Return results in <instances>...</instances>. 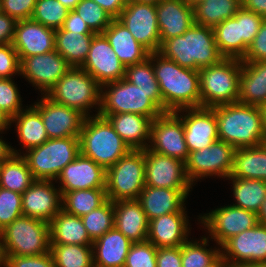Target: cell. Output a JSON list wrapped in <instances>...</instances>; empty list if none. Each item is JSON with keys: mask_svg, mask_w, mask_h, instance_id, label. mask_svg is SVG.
<instances>
[{"mask_svg": "<svg viewBox=\"0 0 266 267\" xmlns=\"http://www.w3.org/2000/svg\"><path fill=\"white\" fill-rule=\"evenodd\" d=\"M55 180H35L22 193L23 216L50 223L62 210V193Z\"/></svg>", "mask_w": 266, "mask_h": 267, "instance_id": "cell-20", "label": "cell"}, {"mask_svg": "<svg viewBox=\"0 0 266 267\" xmlns=\"http://www.w3.org/2000/svg\"><path fill=\"white\" fill-rule=\"evenodd\" d=\"M20 90L13 78H0V109L13 118L25 108Z\"/></svg>", "mask_w": 266, "mask_h": 267, "instance_id": "cell-47", "label": "cell"}, {"mask_svg": "<svg viewBox=\"0 0 266 267\" xmlns=\"http://www.w3.org/2000/svg\"><path fill=\"white\" fill-rule=\"evenodd\" d=\"M158 53L183 68L197 71L224 58L216 45L213 28L196 23L183 35L163 41Z\"/></svg>", "mask_w": 266, "mask_h": 267, "instance_id": "cell-2", "label": "cell"}, {"mask_svg": "<svg viewBox=\"0 0 266 267\" xmlns=\"http://www.w3.org/2000/svg\"><path fill=\"white\" fill-rule=\"evenodd\" d=\"M0 267H6V254L1 234H0Z\"/></svg>", "mask_w": 266, "mask_h": 267, "instance_id": "cell-64", "label": "cell"}, {"mask_svg": "<svg viewBox=\"0 0 266 267\" xmlns=\"http://www.w3.org/2000/svg\"><path fill=\"white\" fill-rule=\"evenodd\" d=\"M37 0H0L1 12L16 21L31 19Z\"/></svg>", "mask_w": 266, "mask_h": 267, "instance_id": "cell-52", "label": "cell"}, {"mask_svg": "<svg viewBox=\"0 0 266 267\" xmlns=\"http://www.w3.org/2000/svg\"><path fill=\"white\" fill-rule=\"evenodd\" d=\"M187 212H174L149 221L147 240L156 248L179 247L191 233Z\"/></svg>", "mask_w": 266, "mask_h": 267, "instance_id": "cell-24", "label": "cell"}, {"mask_svg": "<svg viewBox=\"0 0 266 267\" xmlns=\"http://www.w3.org/2000/svg\"><path fill=\"white\" fill-rule=\"evenodd\" d=\"M145 186L168 189H191L185 162L145 149Z\"/></svg>", "mask_w": 266, "mask_h": 267, "instance_id": "cell-18", "label": "cell"}, {"mask_svg": "<svg viewBox=\"0 0 266 267\" xmlns=\"http://www.w3.org/2000/svg\"><path fill=\"white\" fill-rule=\"evenodd\" d=\"M241 6L244 9L261 15L264 19H266V0H243Z\"/></svg>", "mask_w": 266, "mask_h": 267, "instance_id": "cell-59", "label": "cell"}, {"mask_svg": "<svg viewBox=\"0 0 266 267\" xmlns=\"http://www.w3.org/2000/svg\"><path fill=\"white\" fill-rule=\"evenodd\" d=\"M209 239L204 234L200 240L188 239L181 245L182 267H207L221 255V247H209Z\"/></svg>", "mask_w": 266, "mask_h": 267, "instance_id": "cell-41", "label": "cell"}, {"mask_svg": "<svg viewBox=\"0 0 266 267\" xmlns=\"http://www.w3.org/2000/svg\"><path fill=\"white\" fill-rule=\"evenodd\" d=\"M135 40L150 53L158 52L161 39L156 6L144 3H128L117 18Z\"/></svg>", "mask_w": 266, "mask_h": 267, "instance_id": "cell-15", "label": "cell"}, {"mask_svg": "<svg viewBox=\"0 0 266 267\" xmlns=\"http://www.w3.org/2000/svg\"><path fill=\"white\" fill-rule=\"evenodd\" d=\"M11 129V118L0 109V131Z\"/></svg>", "mask_w": 266, "mask_h": 267, "instance_id": "cell-61", "label": "cell"}, {"mask_svg": "<svg viewBox=\"0 0 266 267\" xmlns=\"http://www.w3.org/2000/svg\"><path fill=\"white\" fill-rule=\"evenodd\" d=\"M51 244L92 245L81 217L66 213L63 209L49 223Z\"/></svg>", "mask_w": 266, "mask_h": 267, "instance_id": "cell-32", "label": "cell"}, {"mask_svg": "<svg viewBox=\"0 0 266 267\" xmlns=\"http://www.w3.org/2000/svg\"><path fill=\"white\" fill-rule=\"evenodd\" d=\"M242 60L223 58L219 63L199 70L201 107L238 102Z\"/></svg>", "mask_w": 266, "mask_h": 267, "instance_id": "cell-7", "label": "cell"}, {"mask_svg": "<svg viewBox=\"0 0 266 267\" xmlns=\"http://www.w3.org/2000/svg\"><path fill=\"white\" fill-rule=\"evenodd\" d=\"M61 28L66 31H72L80 34H96L74 10H69L67 18Z\"/></svg>", "mask_w": 266, "mask_h": 267, "instance_id": "cell-56", "label": "cell"}, {"mask_svg": "<svg viewBox=\"0 0 266 267\" xmlns=\"http://www.w3.org/2000/svg\"><path fill=\"white\" fill-rule=\"evenodd\" d=\"M6 255L34 256L50 252L49 223L21 216L0 231Z\"/></svg>", "mask_w": 266, "mask_h": 267, "instance_id": "cell-10", "label": "cell"}, {"mask_svg": "<svg viewBox=\"0 0 266 267\" xmlns=\"http://www.w3.org/2000/svg\"><path fill=\"white\" fill-rule=\"evenodd\" d=\"M12 44L20 61L25 57L52 52L55 50V29L32 19L17 21Z\"/></svg>", "mask_w": 266, "mask_h": 267, "instance_id": "cell-23", "label": "cell"}, {"mask_svg": "<svg viewBox=\"0 0 266 267\" xmlns=\"http://www.w3.org/2000/svg\"><path fill=\"white\" fill-rule=\"evenodd\" d=\"M207 267H230L229 262L220 255L214 262H212Z\"/></svg>", "mask_w": 266, "mask_h": 267, "instance_id": "cell-62", "label": "cell"}, {"mask_svg": "<svg viewBox=\"0 0 266 267\" xmlns=\"http://www.w3.org/2000/svg\"><path fill=\"white\" fill-rule=\"evenodd\" d=\"M189 5L195 6L198 2H201L203 0H185Z\"/></svg>", "mask_w": 266, "mask_h": 267, "instance_id": "cell-69", "label": "cell"}, {"mask_svg": "<svg viewBox=\"0 0 266 267\" xmlns=\"http://www.w3.org/2000/svg\"><path fill=\"white\" fill-rule=\"evenodd\" d=\"M21 151L19 155L26 160L36 180H56L64 167L80 154L79 137L52 138Z\"/></svg>", "mask_w": 266, "mask_h": 267, "instance_id": "cell-8", "label": "cell"}, {"mask_svg": "<svg viewBox=\"0 0 266 267\" xmlns=\"http://www.w3.org/2000/svg\"><path fill=\"white\" fill-rule=\"evenodd\" d=\"M264 18L252 11L240 7V30L242 37V59L244 58L249 45L253 42L254 37L259 31V28Z\"/></svg>", "mask_w": 266, "mask_h": 267, "instance_id": "cell-50", "label": "cell"}, {"mask_svg": "<svg viewBox=\"0 0 266 267\" xmlns=\"http://www.w3.org/2000/svg\"><path fill=\"white\" fill-rule=\"evenodd\" d=\"M124 79L145 92H161L152 66L151 53L144 61L125 67Z\"/></svg>", "mask_w": 266, "mask_h": 267, "instance_id": "cell-45", "label": "cell"}, {"mask_svg": "<svg viewBox=\"0 0 266 267\" xmlns=\"http://www.w3.org/2000/svg\"><path fill=\"white\" fill-rule=\"evenodd\" d=\"M218 123V137L233 147H254L266 142L260 107L240 102L212 108Z\"/></svg>", "mask_w": 266, "mask_h": 267, "instance_id": "cell-3", "label": "cell"}, {"mask_svg": "<svg viewBox=\"0 0 266 267\" xmlns=\"http://www.w3.org/2000/svg\"><path fill=\"white\" fill-rule=\"evenodd\" d=\"M235 151V147L218 139L209 147L189 152L185 170L191 184L195 186L198 180L213 176L228 179L233 169Z\"/></svg>", "mask_w": 266, "mask_h": 267, "instance_id": "cell-11", "label": "cell"}, {"mask_svg": "<svg viewBox=\"0 0 266 267\" xmlns=\"http://www.w3.org/2000/svg\"><path fill=\"white\" fill-rule=\"evenodd\" d=\"M238 102L257 107L266 102V61L242 62Z\"/></svg>", "mask_w": 266, "mask_h": 267, "instance_id": "cell-31", "label": "cell"}, {"mask_svg": "<svg viewBox=\"0 0 266 267\" xmlns=\"http://www.w3.org/2000/svg\"><path fill=\"white\" fill-rule=\"evenodd\" d=\"M16 23L11 16L0 12V45L13 43Z\"/></svg>", "mask_w": 266, "mask_h": 267, "instance_id": "cell-57", "label": "cell"}, {"mask_svg": "<svg viewBox=\"0 0 266 267\" xmlns=\"http://www.w3.org/2000/svg\"><path fill=\"white\" fill-rule=\"evenodd\" d=\"M229 177L266 181V142L254 147L237 148Z\"/></svg>", "mask_w": 266, "mask_h": 267, "instance_id": "cell-34", "label": "cell"}, {"mask_svg": "<svg viewBox=\"0 0 266 267\" xmlns=\"http://www.w3.org/2000/svg\"><path fill=\"white\" fill-rule=\"evenodd\" d=\"M92 241L114 228V207L111 200L81 217Z\"/></svg>", "mask_w": 266, "mask_h": 267, "instance_id": "cell-43", "label": "cell"}, {"mask_svg": "<svg viewBox=\"0 0 266 267\" xmlns=\"http://www.w3.org/2000/svg\"><path fill=\"white\" fill-rule=\"evenodd\" d=\"M230 267H266V265H262V264H238V265H231Z\"/></svg>", "mask_w": 266, "mask_h": 267, "instance_id": "cell-68", "label": "cell"}, {"mask_svg": "<svg viewBox=\"0 0 266 267\" xmlns=\"http://www.w3.org/2000/svg\"><path fill=\"white\" fill-rule=\"evenodd\" d=\"M216 45L224 58L242 60V37L240 30V8L233 18L213 28Z\"/></svg>", "mask_w": 266, "mask_h": 267, "instance_id": "cell-38", "label": "cell"}, {"mask_svg": "<svg viewBox=\"0 0 266 267\" xmlns=\"http://www.w3.org/2000/svg\"><path fill=\"white\" fill-rule=\"evenodd\" d=\"M102 34L125 67L142 62L150 55V52L139 44L131 32L117 19H113Z\"/></svg>", "mask_w": 266, "mask_h": 267, "instance_id": "cell-30", "label": "cell"}, {"mask_svg": "<svg viewBox=\"0 0 266 267\" xmlns=\"http://www.w3.org/2000/svg\"><path fill=\"white\" fill-rule=\"evenodd\" d=\"M136 113L152 120L164 113L161 92H145L122 78L101 86L99 114Z\"/></svg>", "mask_w": 266, "mask_h": 267, "instance_id": "cell-4", "label": "cell"}, {"mask_svg": "<svg viewBox=\"0 0 266 267\" xmlns=\"http://www.w3.org/2000/svg\"><path fill=\"white\" fill-rule=\"evenodd\" d=\"M46 95L86 117L98 115L101 108V85L82 68L71 67Z\"/></svg>", "mask_w": 266, "mask_h": 267, "instance_id": "cell-6", "label": "cell"}, {"mask_svg": "<svg viewBox=\"0 0 266 267\" xmlns=\"http://www.w3.org/2000/svg\"><path fill=\"white\" fill-rule=\"evenodd\" d=\"M161 43L183 35L194 24V9L185 0H162L156 5Z\"/></svg>", "mask_w": 266, "mask_h": 267, "instance_id": "cell-26", "label": "cell"}, {"mask_svg": "<svg viewBox=\"0 0 266 267\" xmlns=\"http://www.w3.org/2000/svg\"><path fill=\"white\" fill-rule=\"evenodd\" d=\"M36 179L21 155L0 164V187L22 194Z\"/></svg>", "mask_w": 266, "mask_h": 267, "instance_id": "cell-40", "label": "cell"}, {"mask_svg": "<svg viewBox=\"0 0 266 267\" xmlns=\"http://www.w3.org/2000/svg\"><path fill=\"white\" fill-rule=\"evenodd\" d=\"M157 248L148 240L132 243L124 267H156Z\"/></svg>", "mask_w": 266, "mask_h": 267, "instance_id": "cell-49", "label": "cell"}, {"mask_svg": "<svg viewBox=\"0 0 266 267\" xmlns=\"http://www.w3.org/2000/svg\"><path fill=\"white\" fill-rule=\"evenodd\" d=\"M145 187V150H130L106 170L107 199L136 200Z\"/></svg>", "mask_w": 266, "mask_h": 267, "instance_id": "cell-9", "label": "cell"}, {"mask_svg": "<svg viewBox=\"0 0 266 267\" xmlns=\"http://www.w3.org/2000/svg\"><path fill=\"white\" fill-rule=\"evenodd\" d=\"M79 16L87 23L94 33H103L113 18L92 0H81L75 7Z\"/></svg>", "mask_w": 266, "mask_h": 267, "instance_id": "cell-46", "label": "cell"}, {"mask_svg": "<svg viewBox=\"0 0 266 267\" xmlns=\"http://www.w3.org/2000/svg\"><path fill=\"white\" fill-rule=\"evenodd\" d=\"M102 7L113 19H117L127 5L126 0H92Z\"/></svg>", "mask_w": 266, "mask_h": 267, "instance_id": "cell-58", "label": "cell"}, {"mask_svg": "<svg viewBox=\"0 0 266 267\" xmlns=\"http://www.w3.org/2000/svg\"><path fill=\"white\" fill-rule=\"evenodd\" d=\"M221 255L229 265H266V225L258 223L228 239L221 246Z\"/></svg>", "mask_w": 266, "mask_h": 267, "instance_id": "cell-17", "label": "cell"}, {"mask_svg": "<svg viewBox=\"0 0 266 267\" xmlns=\"http://www.w3.org/2000/svg\"><path fill=\"white\" fill-rule=\"evenodd\" d=\"M32 105L41 115L49 139L79 137L86 118L79 110L56 103L46 94Z\"/></svg>", "mask_w": 266, "mask_h": 267, "instance_id": "cell-14", "label": "cell"}, {"mask_svg": "<svg viewBox=\"0 0 266 267\" xmlns=\"http://www.w3.org/2000/svg\"><path fill=\"white\" fill-rule=\"evenodd\" d=\"M190 189H168L145 186L138 197L148 220L174 212H187Z\"/></svg>", "mask_w": 266, "mask_h": 267, "instance_id": "cell-25", "label": "cell"}, {"mask_svg": "<svg viewBox=\"0 0 266 267\" xmlns=\"http://www.w3.org/2000/svg\"><path fill=\"white\" fill-rule=\"evenodd\" d=\"M26 107L11 118V126L14 123L16 125L14 127L19 145L25 151L40 146L49 139L40 113L32 105Z\"/></svg>", "mask_w": 266, "mask_h": 267, "instance_id": "cell-33", "label": "cell"}, {"mask_svg": "<svg viewBox=\"0 0 266 267\" xmlns=\"http://www.w3.org/2000/svg\"><path fill=\"white\" fill-rule=\"evenodd\" d=\"M80 68L90 74L101 86L118 81L125 76V66L102 33L93 36L88 55Z\"/></svg>", "mask_w": 266, "mask_h": 267, "instance_id": "cell-21", "label": "cell"}, {"mask_svg": "<svg viewBox=\"0 0 266 267\" xmlns=\"http://www.w3.org/2000/svg\"><path fill=\"white\" fill-rule=\"evenodd\" d=\"M20 75V60L13 44L0 45V78Z\"/></svg>", "mask_w": 266, "mask_h": 267, "instance_id": "cell-51", "label": "cell"}, {"mask_svg": "<svg viewBox=\"0 0 266 267\" xmlns=\"http://www.w3.org/2000/svg\"><path fill=\"white\" fill-rule=\"evenodd\" d=\"M114 227L132 243L147 240L149 220L136 200L114 201Z\"/></svg>", "mask_w": 266, "mask_h": 267, "instance_id": "cell-28", "label": "cell"}, {"mask_svg": "<svg viewBox=\"0 0 266 267\" xmlns=\"http://www.w3.org/2000/svg\"><path fill=\"white\" fill-rule=\"evenodd\" d=\"M68 12L58 0H37L31 19L56 30L62 27Z\"/></svg>", "mask_w": 266, "mask_h": 267, "instance_id": "cell-44", "label": "cell"}, {"mask_svg": "<svg viewBox=\"0 0 266 267\" xmlns=\"http://www.w3.org/2000/svg\"><path fill=\"white\" fill-rule=\"evenodd\" d=\"M6 267H55L51 252L34 255H6Z\"/></svg>", "mask_w": 266, "mask_h": 267, "instance_id": "cell-53", "label": "cell"}, {"mask_svg": "<svg viewBox=\"0 0 266 267\" xmlns=\"http://www.w3.org/2000/svg\"><path fill=\"white\" fill-rule=\"evenodd\" d=\"M148 148L156 153L186 162L188 148L182 120L174 112H166L151 123Z\"/></svg>", "mask_w": 266, "mask_h": 267, "instance_id": "cell-13", "label": "cell"}, {"mask_svg": "<svg viewBox=\"0 0 266 267\" xmlns=\"http://www.w3.org/2000/svg\"><path fill=\"white\" fill-rule=\"evenodd\" d=\"M55 267H94L92 245L51 244Z\"/></svg>", "mask_w": 266, "mask_h": 267, "instance_id": "cell-42", "label": "cell"}, {"mask_svg": "<svg viewBox=\"0 0 266 267\" xmlns=\"http://www.w3.org/2000/svg\"><path fill=\"white\" fill-rule=\"evenodd\" d=\"M232 185L233 206L243 208L258 214L266 198V181L258 179H241L229 177Z\"/></svg>", "mask_w": 266, "mask_h": 267, "instance_id": "cell-36", "label": "cell"}, {"mask_svg": "<svg viewBox=\"0 0 266 267\" xmlns=\"http://www.w3.org/2000/svg\"><path fill=\"white\" fill-rule=\"evenodd\" d=\"M240 7L238 0H203L193 6L194 23L214 28L233 18Z\"/></svg>", "mask_w": 266, "mask_h": 267, "instance_id": "cell-37", "label": "cell"}, {"mask_svg": "<svg viewBox=\"0 0 266 267\" xmlns=\"http://www.w3.org/2000/svg\"><path fill=\"white\" fill-rule=\"evenodd\" d=\"M132 242L115 227L93 241L94 267H124Z\"/></svg>", "mask_w": 266, "mask_h": 267, "instance_id": "cell-29", "label": "cell"}, {"mask_svg": "<svg viewBox=\"0 0 266 267\" xmlns=\"http://www.w3.org/2000/svg\"><path fill=\"white\" fill-rule=\"evenodd\" d=\"M94 35L56 29L55 50L71 67L80 68L88 55Z\"/></svg>", "mask_w": 266, "mask_h": 267, "instance_id": "cell-35", "label": "cell"}, {"mask_svg": "<svg viewBox=\"0 0 266 267\" xmlns=\"http://www.w3.org/2000/svg\"><path fill=\"white\" fill-rule=\"evenodd\" d=\"M70 68L68 62L54 50L23 58L20 61V76L35 90L46 94Z\"/></svg>", "mask_w": 266, "mask_h": 267, "instance_id": "cell-16", "label": "cell"}, {"mask_svg": "<svg viewBox=\"0 0 266 267\" xmlns=\"http://www.w3.org/2000/svg\"><path fill=\"white\" fill-rule=\"evenodd\" d=\"M6 131H0V164L9 160L14 154L19 155V150H16L11 144L9 145L8 142L3 140V135Z\"/></svg>", "mask_w": 266, "mask_h": 267, "instance_id": "cell-60", "label": "cell"}, {"mask_svg": "<svg viewBox=\"0 0 266 267\" xmlns=\"http://www.w3.org/2000/svg\"><path fill=\"white\" fill-rule=\"evenodd\" d=\"M106 117L114 130L132 150H145L150 143L152 119L136 113L99 114Z\"/></svg>", "mask_w": 266, "mask_h": 267, "instance_id": "cell-27", "label": "cell"}, {"mask_svg": "<svg viewBox=\"0 0 266 267\" xmlns=\"http://www.w3.org/2000/svg\"><path fill=\"white\" fill-rule=\"evenodd\" d=\"M260 108L262 111L263 129L266 137V102Z\"/></svg>", "mask_w": 266, "mask_h": 267, "instance_id": "cell-67", "label": "cell"}, {"mask_svg": "<svg viewBox=\"0 0 266 267\" xmlns=\"http://www.w3.org/2000/svg\"><path fill=\"white\" fill-rule=\"evenodd\" d=\"M155 77L164 104V113L201 107L199 71L183 68L158 52L151 53Z\"/></svg>", "mask_w": 266, "mask_h": 267, "instance_id": "cell-1", "label": "cell"}, {"mask_svg": "<svg viewBox=\"0 0 266 267\" xmlns=\"http://www.w3.org/2000/svg\"><path fill=\"white\" fill-rule=\"evenodd\" d=\"M22 194L0 187V231L23 216Z\"/></svg>", "mask_w": 266, "mask_h": 267, "instance_id": "cell-48", "label": "cell"}, {"mask_svg": "<svg viewBox=\"0 0 266 267\" xmlns=\"http://www.w3.org/2000/svg\"><path fill=\"white\" fill-rule=\"evenodd\" d=\"M62 196L68 191L106 188V170L79 154L67 164L55 180ZM60 185V186H59Z\"/></svg>", "mask_w": 266, "mask_h": 267, "instance_id": "cell-22", "label": "cell"}, {"mask_svg": "<svg viewBox=\"0 0 266 267\" xmlns=\"http://www.w3.org/2000/svg\"><path fill=\"white\" fill-rule=\"evenodd\" d=\"M156 267H182L181 246L157 248Z\"/></svg>", "mask_w": 266, "mask_h": 267, "instance_id": "cell-55", "label": "cell"}, {"mask_svg": "<svg viewBox=\"0 0 266 267\" xmlns=\"http://www.w3.org/2000/svg\"><path fill=\"white\" fill-rule=\"evenodd\" d=\"M197 219L206 231V235L209 233L208 237L220 247L231 237L259 223L257 213L231 204L220 206L203 215L200 214Z\"/></svg>", "mask_w": 266, "mask_h": 267, "instance_id": "cell-12", "label": "cell"}, {"mask_svg": "<svg viewBox=\"0 0 266 267\" xmlns=\"http://www.w3.org/2000/svg\"><path fill=\"white\" fill-rule=\"evenodd\" d=\"M80 154L92 159L105 170L131 149L114 130L106 117H86L79 135Z\"/></svg>", "mask_w": 266, "mask_h": 267, "instance_id": "cell-5", "label": "cell"}, {"mask_svg": "<svg viewBox=\"0 0 266 267\" xmlns=\"http://www.w3.org/2000/svg\"><path fill=\"white\" fill-rule=\"evenodd\" d=\"M259 61H266V19L263 20L258 33L242 59V62Z\"/></svg>", "mask_w": 266, "mask_h": 267, "instance_id": "cell-54", "label": "cell"}, {"mask_svg": "<svg viewBox=\"0 0 266 267\" xmlns=\"http://www.w3.org/2000/svg\"><path fill=\"white\" fill-rule=\"evenodd\" d=\"M107 200L106 188L68 191L62 196V209L70 215L82 217Z\"/></svg>", "mask_w": 266, "mask_h": 267, "instance_id": "cell-39", "label": "cell"}, {"mask_svg": "<svg viewBox=\"0 0 266 267\" xmlns=\"http://www.w3.org/2000/svg\"><path fill=\"white\" fill-rule=\"evenodd\" d=\"M259 223L266 225V198L262 203L261 209L258 212Z\"/></svg>", "mask_w": 266, "mask_h": 267, "instance_id": "cell-63", "label": "cell"}, {"mask_svg": "<svg viewBox=\"0 0 266 267\" xmlns=\"http://www.w3.org/2000/svg\"><path fill=\"white\" fill-rule=\"evenodd\" d=\"M162 0H126L128 3H144V4H152V5H158Z\"/></svg>", "mask_w": 266, "mask_h": 267, "instance_id": "cell-66", "label": "cell"}, {"mask_svg": "<svg viewBox=\"0 0 266 267\" xmlns=\"http://www.w3.org/2000/svg\"><path fill=\"white\" fill-rule=\"evenodd\" d=\"M174 113L183 122L184 138L189 152L209 147L219 139L218 123L212 108H184Z\"/></svg>", "mask_w": 266, "mask_h": 267, "instance_id": "cell-19", "label": "cell"}, {"mask_svg": "<svg viewBox=\"0 0 266 267\" xmlns=\"http://www.w3.org/2000/svg\"><path fill=\"white\" fill-rule=\"evenodd\" d=\"M62 5H64L69 10H74L76 5L81 0H58Z\"/></svg>", "mask_w": 266, "mask_h": 267, "instance_id": "cell-65", "label": "cell"}]
</instances>
